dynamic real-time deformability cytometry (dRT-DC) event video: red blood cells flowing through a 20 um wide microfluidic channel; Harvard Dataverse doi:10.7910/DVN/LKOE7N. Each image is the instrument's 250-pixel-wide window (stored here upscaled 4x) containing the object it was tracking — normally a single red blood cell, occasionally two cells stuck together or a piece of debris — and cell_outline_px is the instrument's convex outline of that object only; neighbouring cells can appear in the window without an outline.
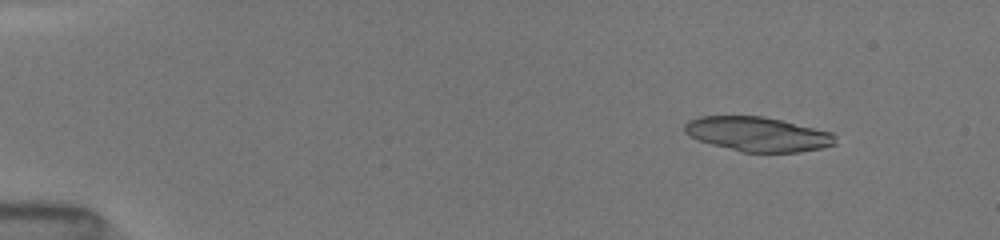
{"species": "common noctule bat (a hibernating species)", "species_latin": "Nyctalus noctula", "temperature_condition": "room temperature", "stored_images_in_passage": 14, "camera_frame_rate_fps": 3000, "um_per_image_px": 0.085, "animal": {"sex": "female", "body_mass_g": 19.5, "forearm_length_mm": 54.1}, "frame": {"image": 1, "passage_image": 3, "time_ms": 1.333, "image_size_px": [1000, 240], "cell_outline_px": [[836, 144], [820, 148], [800, 152], [740, 152], [712, 144], [700, 140], [684, 132], [684, 124], [688, 120], [700, 116], [764, 116], [832, 132], [836, 136]], "centroid_in_image_um": [64.42, 11.4], "position_along_channel_um": 20.6, "area_um2": 30.23}}
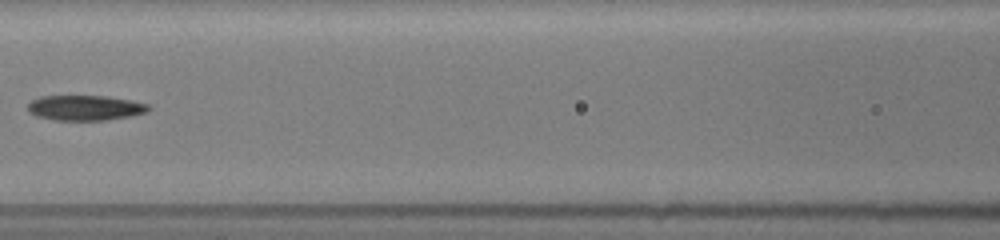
{"frame": {"image": 2, "passage_image": 12, "time_ms": 7.667, "image_size_px": [1000, 240], "cell_outline_px": [[152, 108], [148, 112], [132, 116], [104, 120], [56, 120], [36, 116], [28, 112], [28, 104], [32, 100], [40, 96], [108, 96], [132, 100], [148, 104]], "centroid_in_image_um": [7.27, 9.16], "position_along_channel_um": 159.3, "area_um2": 17.86}}